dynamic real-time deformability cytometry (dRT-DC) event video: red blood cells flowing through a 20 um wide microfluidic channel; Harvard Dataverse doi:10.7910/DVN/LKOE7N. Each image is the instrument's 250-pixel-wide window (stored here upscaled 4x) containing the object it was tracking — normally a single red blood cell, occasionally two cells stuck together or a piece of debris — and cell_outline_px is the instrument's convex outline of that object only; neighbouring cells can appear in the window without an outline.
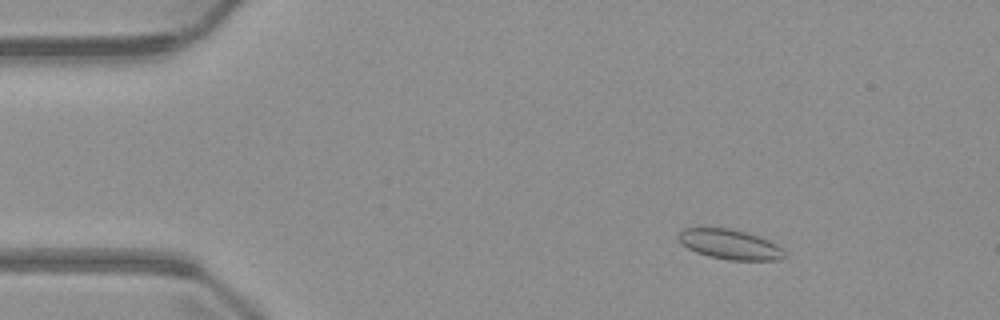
{"species": "common noctule bat (a hibernating species)", "species_latin": "Nyctalus noctula", "temperature_condition": "warm", "stored_images_in_passage": 5, "camera_frame_rate_fps": 3000, "um_per_image_px": 0.085, "animal": {"sex": "male", "body_mass_g": 23.1, "forearm_length_mm": 52.7}, "frame": {"image": 1, "passage_image": 3, "time_ms": 2.333, "image_size_px": [1000, 320], "cell_outline_px": [[784, 256], [776, 260], [728, 260], [708, 256], [696, 252], [680, 244], [676, 236], [684, 228], [700, 224], [732, 228], [768, 240], [776, 244], [784, 252]], "centroid_in_image_um": [61.89, 20.71], "position_along_channel_um": 23.1, "area_um2": 19.02}}